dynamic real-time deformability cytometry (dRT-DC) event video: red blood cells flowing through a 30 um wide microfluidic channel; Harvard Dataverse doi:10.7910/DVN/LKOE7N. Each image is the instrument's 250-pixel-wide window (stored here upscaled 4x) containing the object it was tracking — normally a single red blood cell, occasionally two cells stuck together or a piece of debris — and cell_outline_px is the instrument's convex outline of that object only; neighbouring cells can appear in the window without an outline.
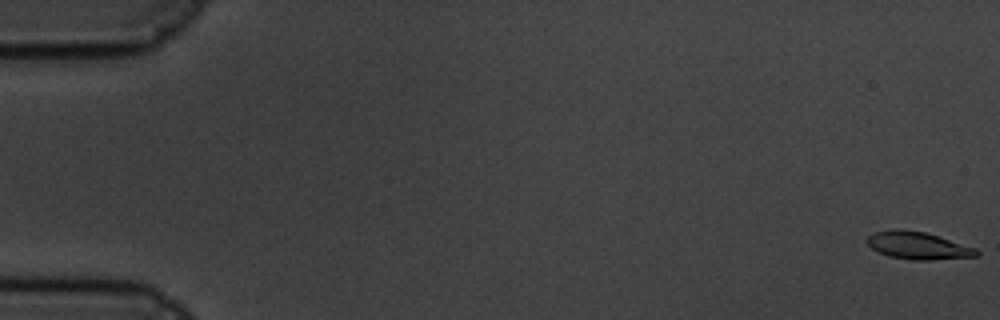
{"species": "common noctule bat (a hibernating species)", "species_latin": "Nyctalus noctula", "temperature_condition": "cold", "stored_images_in_passage": 61, "camera_frame_rate_fps": 3000, "um_per_image_px": 0.085, "animal": {"sex": "male", "body_mass_g": 19.5, "forearm_length_mm": 54.6}, "frame": {"image": 1, "passage_image": 1, "time_ms": 0.0, "image_size_px": [1000, 320], "cell_outline_px": [[980, 256], [928, 260], [912, 260], [888, 256], [872, 248], [864, 240], [872, 232], [896, 228], [900, 228], [924, 232], [976, 248], [980, 252]], "centroid_in_image_um": [78.0, 20.86], "position_along_channel_um": 7.0, "area_um2": 17.57}}
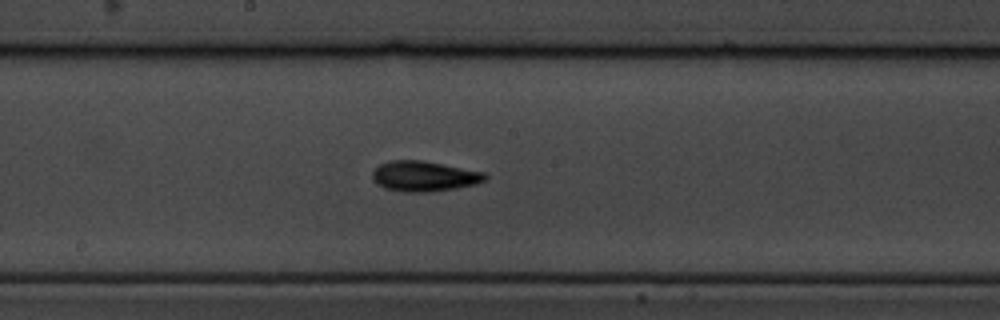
{"frame": {"image": 2, "passage_image": 33, "time_ms": 10.667, "image_size_px": [1000, 320], "cell_outline_px": [[488, 176], [484, 180], [476, 184], [456, 188], [428, 192], [404, 192], [384, 188], [376, 184], [372, 176], [372, 172], [380, 164], [388, 160], [420, 160], [484, 172]], "centroid_in_image_um": [36.01, 14.98], "position_along_channel_um": 212.2, "area_um2": 19.83}}
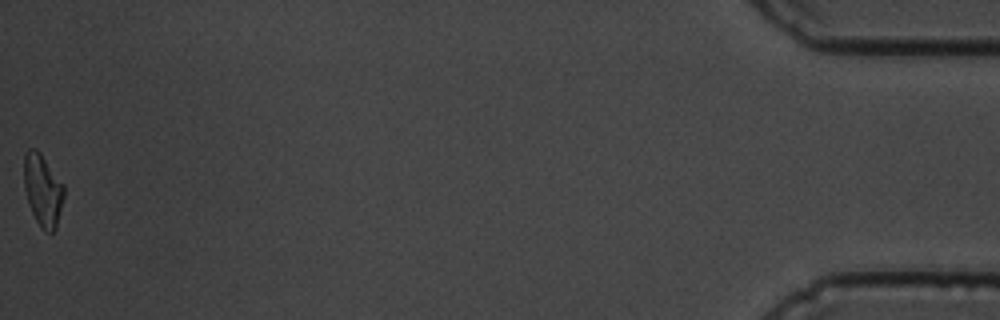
{"frame": {"image": 3, "passage_image": 61, "time_ms": 20.0, "image_size_px": [1000, 320], "cell_outline_px": [[64, 196], [56, 228], [52, 232], [44, 232], [40, 228], [28, 204], [24, 188], [24, 152], [28, 148], [36, 148], [40, 152], [64, 184]], "centroid_in_image_um": [3.63, 16.15], "position_along_channel_um": 431.6, "area_um2": 16.99}, "authors_computed_cell_mechanics": {"area_um2": 17.6868, "velocity_mm_per_s": 3.3544, "shape_relaxation_time_tau1_ms": 3.0762, "shape_relaxation_time_tau2_ms": 7.418, "deformation_change_tau1": 0.1281, "deformation_change_tau2": 0.1504}}